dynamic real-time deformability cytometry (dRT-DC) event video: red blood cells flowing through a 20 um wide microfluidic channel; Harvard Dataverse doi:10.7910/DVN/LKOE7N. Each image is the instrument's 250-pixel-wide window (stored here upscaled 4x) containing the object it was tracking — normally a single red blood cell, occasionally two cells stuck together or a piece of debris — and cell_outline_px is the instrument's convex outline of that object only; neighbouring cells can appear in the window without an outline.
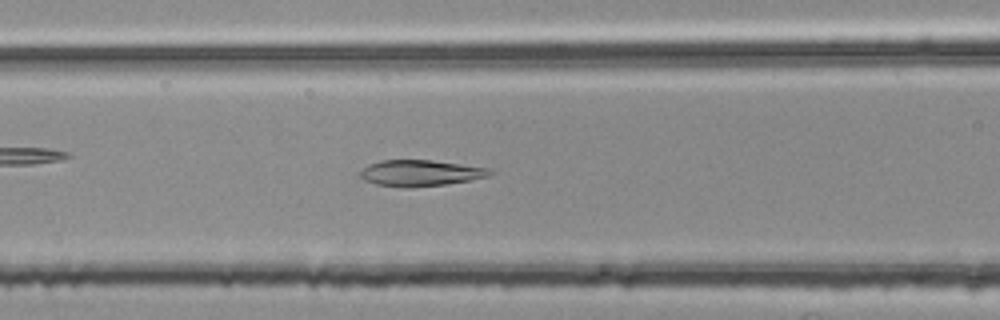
{"species": "common noctule bat (a hibernating species)", "species_latin": "Nyctalus noctula", "temperature_condition": "room temperature", "stored_images_in_passage": 50, "camera_frame_rate_fps": 3000, "um_per_image_px": 0.085, "animal": {"sex": "female", "body_mass_g": 25.1}, "frame": {"image": 1, "passage_image": 22, "time_ms": 7.0, "image_size_px": [1000, 320], "cell_outline_px": [[496, 172], [488, 176], [448, 184], [412, 188], [404, 188], [376, 184], [364, 180], [360, 176], [360, 172], [368, 164], [380, 160], [432, 160], [488, 168]], "centroid_in_image_um": [35.72, 14.71], "position_along_channel_um": 130.9, "area_um2": 19.83}}
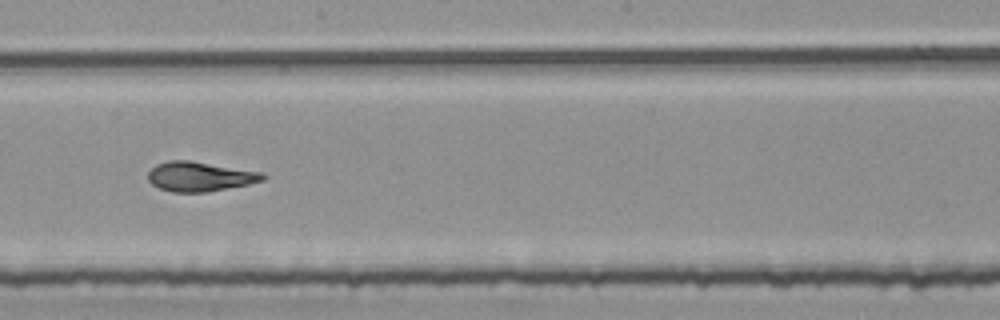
{"frame": {"image": 2, "passage_image": 30, "time_ms": 9.667, "image_size_px": [1000, 320], "cell_outline_px": [[268, 176], [264, 180], [248, 184], [208, 192], [172, 192], [160, 188], [152, 184], [148, 180], [148, 172], [156, 164], [168, 160], [188, 160], [264, 172]], "centroid_in_image_um": [17.01, 15.0], "position_along_channel_um": 231.2, "area_um2": 19.88}}
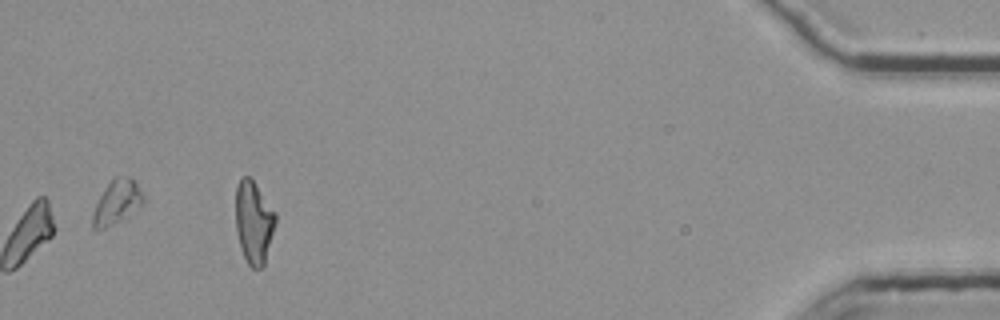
{"frame": {"image": 3, "passage_image": 50, "time_ms": 16.333, "image_size_px": [1000, 320], "cell_outline_px": [[276, 224], [264, 264], [260, 268], [252, 268], [248, 264], [244, 256], [236, 232], [236, 188], [240, 176], [248, 176], [252, 180], [276, 212]], "centroid_in_image_um": [21.57, 18.88], "position_along_channel_um": 413.6, "area_um2": 19.07}, "authors_computed_cell_mechanics": {"area_um2": 20.0277, "velocity_mm_per_s": 3.7669, "shape_relaxation_time_tau1_ms": 6.1468, "shape_relaxation_time_tau2_ms": 1.0904, "deformation_change_tau1": 0.193, "deformation_change_tau2": 0.0685}}